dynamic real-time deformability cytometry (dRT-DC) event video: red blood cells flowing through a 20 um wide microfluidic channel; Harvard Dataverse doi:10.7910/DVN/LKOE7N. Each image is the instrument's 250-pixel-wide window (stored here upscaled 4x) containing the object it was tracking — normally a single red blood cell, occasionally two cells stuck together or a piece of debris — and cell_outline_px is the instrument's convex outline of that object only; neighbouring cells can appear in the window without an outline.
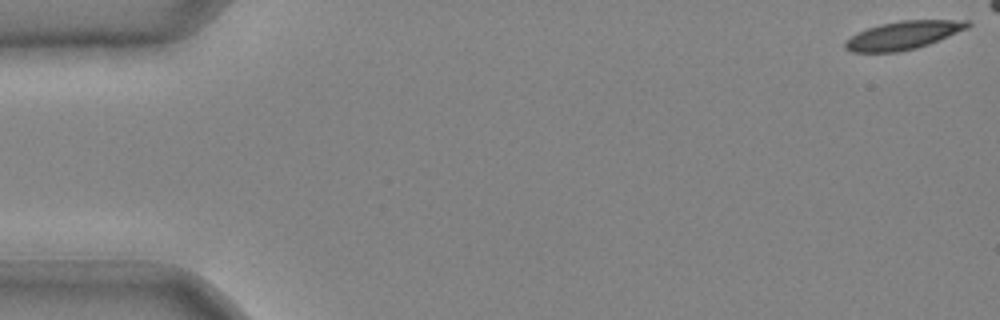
{"species": "common noctule bat (a hibernating species)", "species_latin": "Nyctalus noctula", "temperature_condition": "cold", "stored_images_in_passage": 11, "camera_frame_rate_fps": 3000, "um_per_image_px": 0.085, "animal": {"sex": "male", "body_mass_g": 20.4}, "frame": {"image": 1, "passage_image": 1, "time_ms": 0.0, "image_size_px": [1000, 320], "cell_outline_px": [[972, 24], [968, 28], [928, 44], [916, 48], [900, 52], [852, 52], [844, 48], [844, 44], [852, 36], [868, 28], [880, 24], [900, 20], [968, 20]], "centroid_in_image_um": [76.8, 2.99], "position_along_channel_um": 8.2, "area_um2": 19.94}}